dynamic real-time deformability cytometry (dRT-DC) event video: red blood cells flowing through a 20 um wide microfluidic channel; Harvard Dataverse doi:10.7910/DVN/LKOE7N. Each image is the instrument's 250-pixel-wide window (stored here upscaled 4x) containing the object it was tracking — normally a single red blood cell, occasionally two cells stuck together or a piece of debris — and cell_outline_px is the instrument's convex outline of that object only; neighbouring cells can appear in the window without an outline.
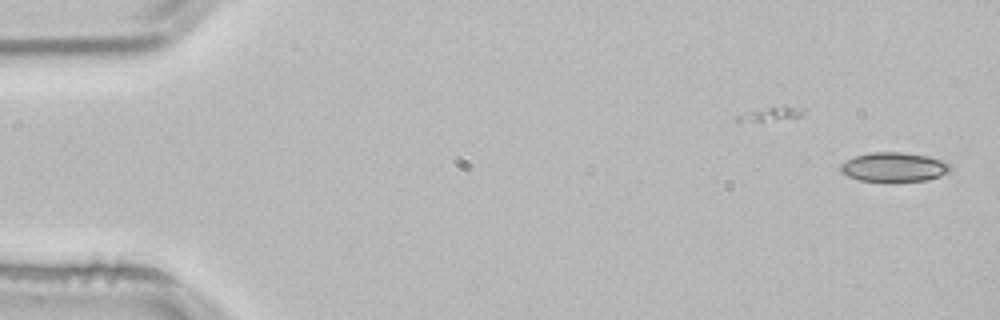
{"species": "common noctule bat (a hibernating species)", "species_latin": "Nyctalus noctula", "temperature_condition": "room temperature", "stored_images_in_passage": 5, "segment_of_instrument_passage": [2, 2], "camera_frame_rate_fps": 3000, "um_per_image_px": 0.085, "animal": {"sex": "male", "body_mass_g": 21.5, "forearm_length_mm": 52.0}, "frame": {"image": 1, "passage_image": 5, "time_ms": 1.333, "image_size_px": [1000, 320], "cell_outline_px": [[952, 168], [948, 172], [940, 176], [924, 180], [860, 180], [848, 176], [840, 172], [840, 164], [856, 156], [872, 152], [900, 152], [928, 156], [940, 160], [948, 164]], "centroid_in_image_um": [75.97, 14.18], "position_along_channel_um": 9.0, "area_um2": 18.21}}